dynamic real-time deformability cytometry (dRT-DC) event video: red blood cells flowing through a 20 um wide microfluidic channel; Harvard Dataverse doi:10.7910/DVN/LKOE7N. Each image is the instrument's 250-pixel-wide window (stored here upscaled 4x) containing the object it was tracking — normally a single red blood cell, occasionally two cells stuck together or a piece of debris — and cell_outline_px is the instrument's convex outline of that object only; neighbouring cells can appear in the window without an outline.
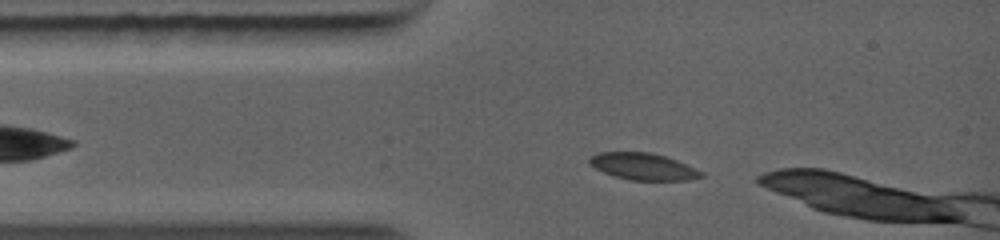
{"species": "common noctule bat (a hibernating species)", "species_latin": "Nyctalus noctula", "temperature_condition": "warm", "stored_images_in_passage": 9, "camera_frame_rate_fps": 5000, "um_per_image_px": 0.085, "animal": {"sex": "female", "body_mass_g": 19.0, "forearm_length_mm": 56.7}, "frame": {"image": 1, "passage_image": 1, "time_ms": 0.0, "image_size_px": [1000, 240], "cell_outline_px": [[696, 176], [680, 180], [632, 180], [616, 176], [604, 172], [596, 168], [588, 160], [592, 156], [604, 152], [648, 152], [664, 156], [696, 172]], "centroid_in_image_um": [54.46, 14.13], "position_along_channel_um": 30.5, "area_um2": 16.01}}
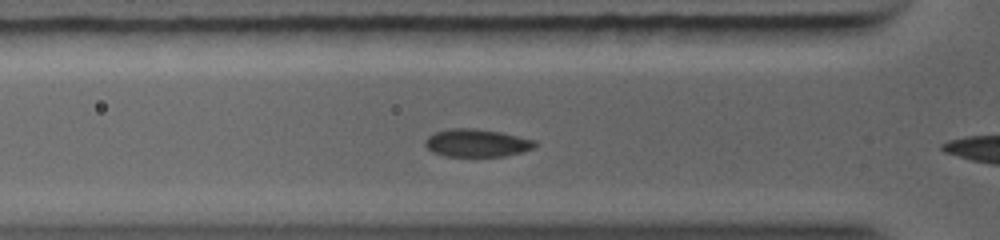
{"frame": {"image": 2, "passage_image": 4, "time_ms": 1.4, "image_size_px": [1000, 240], "cell_outline_px": [[536, 144], [528, 148], [516, 152], [500, 156], [448, 156], [436, 152], [428, 148], [428, 140], [436, 132], [456, 128], [468, 128], [496, 132], [532, 140]], "centroid_in_image_um": [40.49, 12.16], "position_along_channel_um": 85.3, "area_um2": 16.36}}
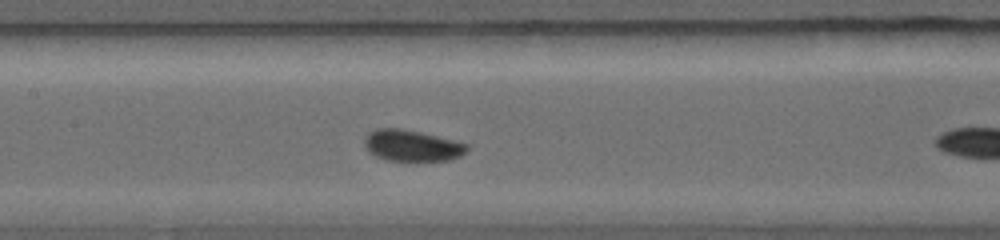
{"frame": {"image": 3, "passage_image": 8, "time_ms": 3.2, "image_size_px": [1000, 240], "cell_outline_px": [[464, 148], [456, 156], [444, 160], [392, 160], [376, 152], [368, 144], [368, 140], [372, 132], [380, 128], [396, 128], [416, 132], [460, 144]], "centroid_in_image_um": [34.99, 12.37], "position_along_channel_um": 172.4, "area_um2": 16.07}}